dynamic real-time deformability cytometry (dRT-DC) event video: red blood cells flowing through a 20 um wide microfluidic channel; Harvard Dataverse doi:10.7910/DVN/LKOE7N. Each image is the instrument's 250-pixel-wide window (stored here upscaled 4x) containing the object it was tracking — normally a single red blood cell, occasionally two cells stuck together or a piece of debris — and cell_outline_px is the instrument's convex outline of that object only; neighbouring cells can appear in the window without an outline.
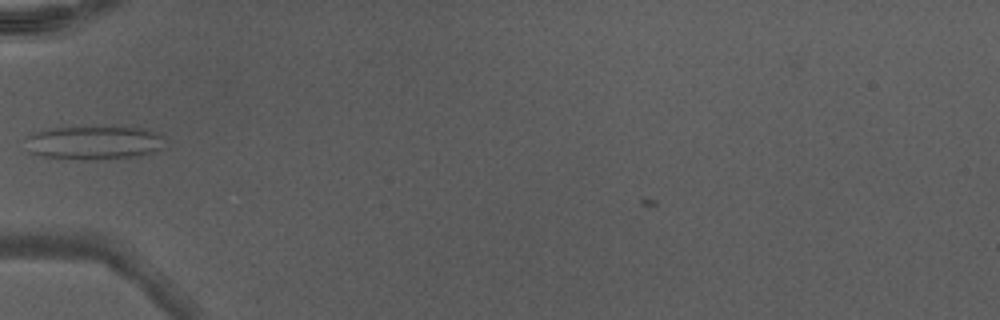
{"species": "Egyptian fruit bat (a non-hibernating species)", "species_latin": "Rousettus aegyptiacus", "temperature_condition": "warm", "stored_images_in_passage": 36, "camera_frame_rate_fps": 3000, "um_per_image_px": 0.085, "animal": {"sex": "male"}, "frame": {"image": 1, "passage_image": 6, "time_ms": 1.667, "image_size_px": [1000, 320], "cell_outline_px": [[168, 148], [136, 156], [84, 160], [40, 156], [28, 152], [28, 136], [32, 132], [52, 128], [148, 128], [164, 136]], "centroid_in_image_um": [8.06, 12.14], "position_along_channel_um": 76.9, "area_um2": 27.28}}
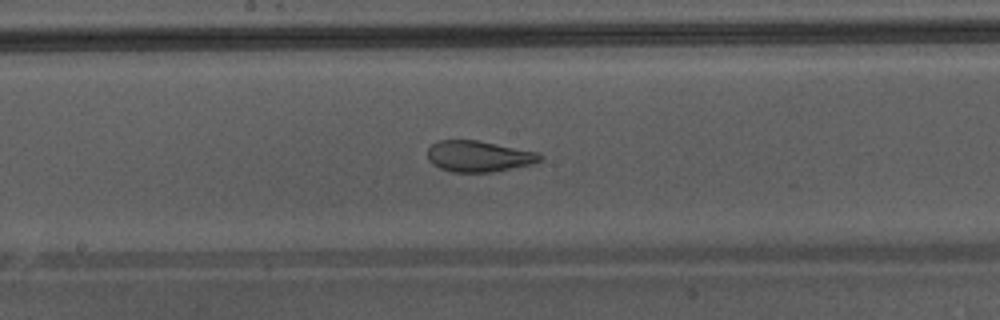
{"frame": {"image": 2, "passage_image": 15, "time_ms": 4.667, "image_size_px": [1000, 320], "cell_outline_px": [[544, 156], [540, 160], [532, 164], [492, 172], [452, 172], [440, 168], [432, 164], [428, 160], [428, 148], [432, 144], [440, 140], [476, 140], [540, 152]], "centroid_in_image_um": [40.7, 13.28], "position_along_channel_um": 207.5, "area_um2": 20.4}}
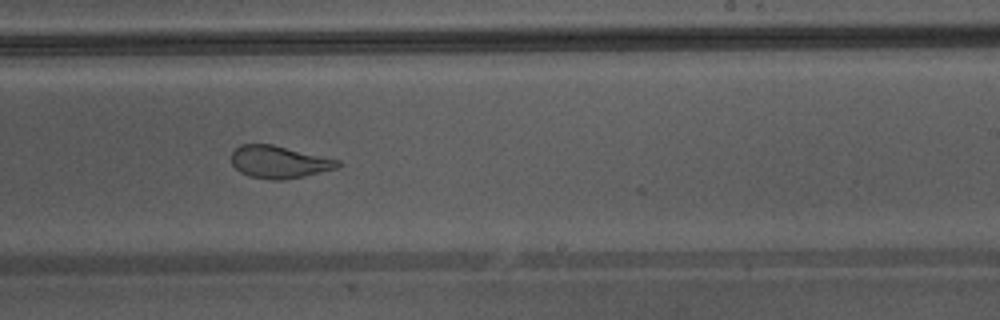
{"frame": {"image": 3, "passage_image": 19, "time_ms": 6.0, "image_size_px": [1000, 320], "cell_outline_px": [[344, 164], [336, 168], [304, 176], [284, 180], [272, 180], [248, 176], [240, 172], [232, 164], [232, 152], [240, 144], [272, 144], [340, 160]], "centroid_in_image_um": [23.73, 13.77], "position_along_channel_um": 265.3, "area_um2": 20.11}, "authors_computed_cell_mechanics": {"area_um2": 21.2704, "velocity_mm_per_s": 4.3452, "shape_relaxation_time_tau1_ms": 10.2107, "shape_relaxation_time_tau2_ms": 1.0504, "deformation_change_tau1": 0.2836, "deformation_change_tau2": 0.077}}